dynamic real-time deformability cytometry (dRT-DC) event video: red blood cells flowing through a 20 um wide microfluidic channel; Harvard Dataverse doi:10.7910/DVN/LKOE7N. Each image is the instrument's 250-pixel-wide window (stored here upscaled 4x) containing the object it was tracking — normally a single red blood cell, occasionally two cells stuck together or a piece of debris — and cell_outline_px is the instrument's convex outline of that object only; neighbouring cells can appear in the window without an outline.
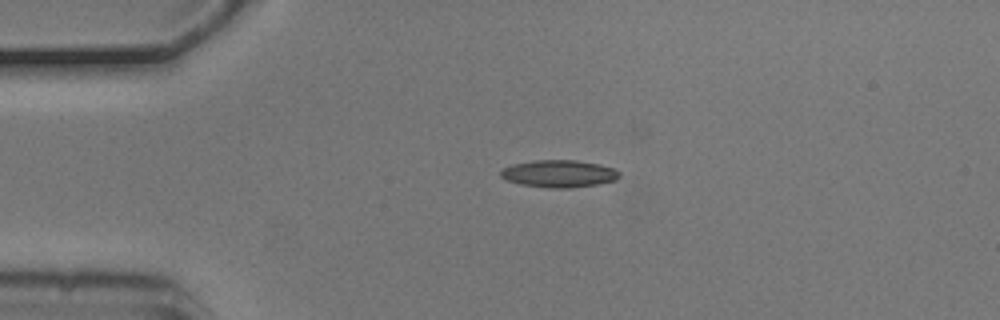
{"species": "common noctule bat (a hibernating species)", "species_latin": "Nyctalus noctula", "temperature_condition": "cold", "stored_images_in_passage": 2, "camera_frame_rate_fps": 3000, "um_per_image_px": 0.085, "animal": {"sex": "male", "body_mass_g": 20.5, "forearm_length_mm": 52.5}, "frame": {"image": 1, "passage_image": 1, "time_ms": 0.0, "image_size_px": [1000, 320], "cell_outline_px": [[620, 176], [616, 180], [596, 184], [572, 188], [548, 188], [520, 184], [508, 180], [500, 176], [500, 172], [504, 168], [512, 164], [536, 160], [576, 160], [600, 164], [612, 168], [620, 172]], "centroid_in_image_um": [47.52, 14.76], "position_along_channel_um": 37.5, "area_um2": 18.84}}